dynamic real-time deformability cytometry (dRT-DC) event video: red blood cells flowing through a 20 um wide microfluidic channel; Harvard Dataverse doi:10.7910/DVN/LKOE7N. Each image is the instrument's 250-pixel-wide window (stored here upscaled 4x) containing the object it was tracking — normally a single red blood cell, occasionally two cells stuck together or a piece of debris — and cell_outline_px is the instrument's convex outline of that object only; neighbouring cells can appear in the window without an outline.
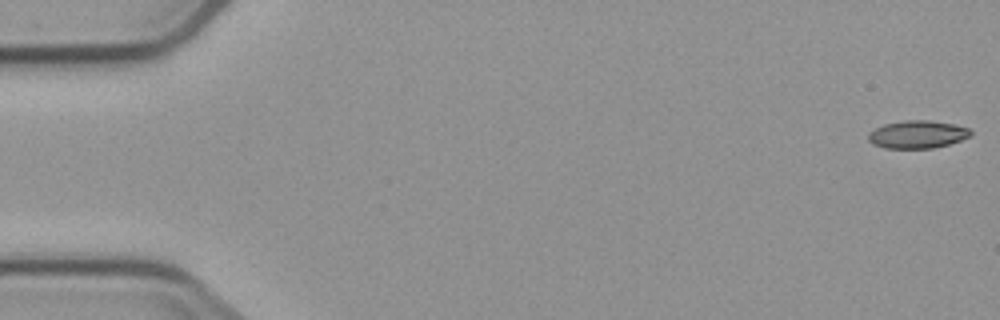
{"species": "common noctule bat (a hibernating species)", "species_latin": "Nyctalus noctula", "temperature_condition": "cold", "stored_images_in_passage": 5, "segment_of_instrument_passage": [1, 2], "camera_frame_rate_fps": 3000, "um_per_image_px": 0.085, "animal": {"sex": "male", "body_mass_g": 23.1, "forearm_length_mm": 52.7}, "frame": {"image": 1, "passage_image": 1, "time_ms": 0.0, "image_size_px": [1000, 320], "cell_outline_px": [[972, 136], [948, 144], [932, 148], [884, 148], [872, 144], [868, 140], [868, 136], [876, 128], [884, 124], [904, 120], [928, 120], [956, 124], [968, 128], [972, 132]], "centroid_in_image_um": [78.0, 11.42], "position_along_channel_um": 7.0, "area_um2": 16.53}}
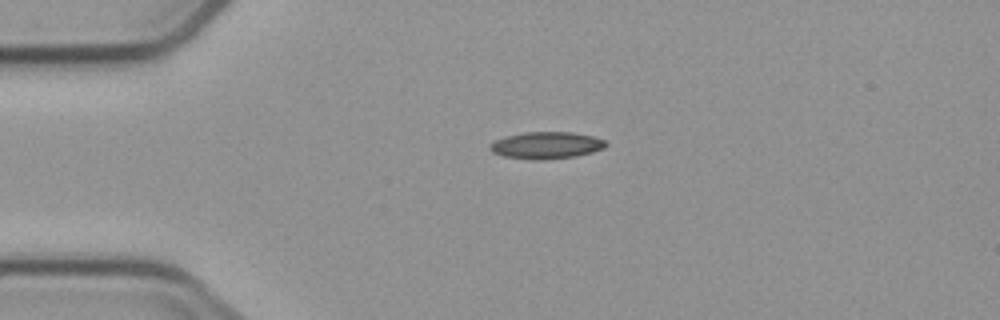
{"frame": {"image": 2, "passage_image": 4, "time_ms": 4.0, "image_size_px": [1000, 320], "cell_outline_px": [[608, 144], [604, 148], [592, 152], [576, 156], [544, 160], [532, 160], [504, 156], [492, 152], [488, 148], [488, 144], [504, 136], [524, 132], [572, 132], [592, 136], [604, 140]], "centroid_in_image_um": [46.41, 12.35], "position_along_channel_um": 38.6, "area_um2": 18.32}}